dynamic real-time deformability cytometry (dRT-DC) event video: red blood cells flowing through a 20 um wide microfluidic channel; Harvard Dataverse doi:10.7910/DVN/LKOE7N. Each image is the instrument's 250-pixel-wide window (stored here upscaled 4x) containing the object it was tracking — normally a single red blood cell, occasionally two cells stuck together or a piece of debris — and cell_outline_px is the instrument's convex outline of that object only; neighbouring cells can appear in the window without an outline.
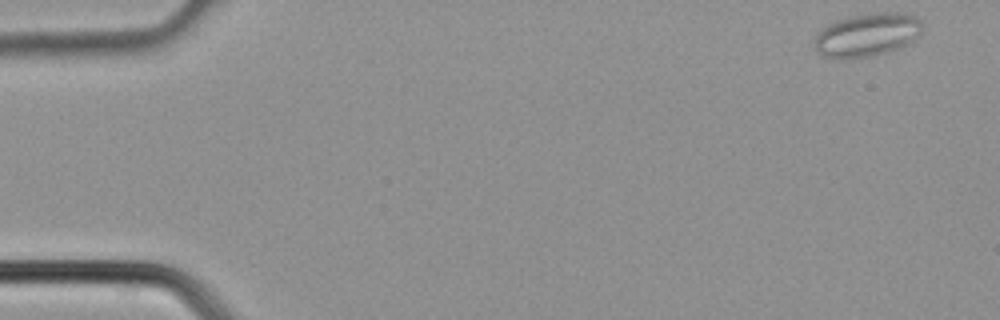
{"species": "common noctule bat (a hibernating species)", "species_latin": "Nyctalus noctula", "temperature_condition": "cold", "stored_images_in_passage": 5, "camera_frame_rate_fps": 3000, "um_per_image_px": 0.085, "animal": {"sex": "male", "body_mass_g": 21.5, "forearm_length_mm": 52.0}, "frame": {"image": 1, "passage_image": 1, "time_ms": 0.0, "image_size_px": [1000, 320], "cell_outline_px": [[924, 24], [920, 32], [908, 44], [872, 56], [824, 56], [816, 52], [812, 44], [816, 36], [828, 24], [836, 20], [848, 16], [876, 12], [904, 12], [916, 16]], "centroid_in_image_um": [73.72, 2.91], "position_along_channel_um": 11.3, "area_um2": 26.82}}
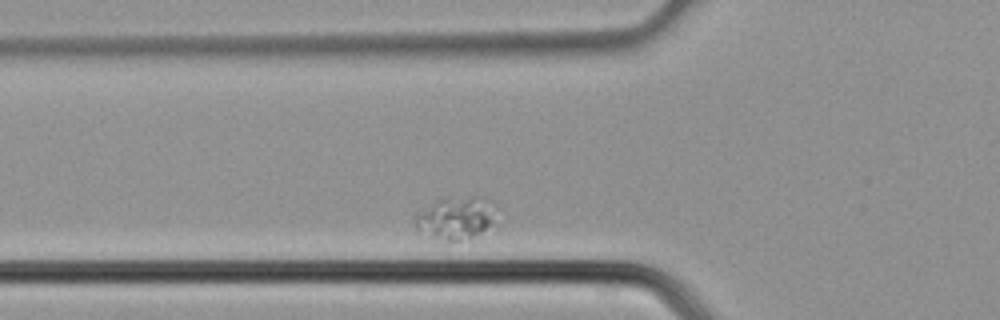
{"frame": {"image": 2, "passage_image": 5, "time_ms": 1.333, "image_size_px": [1000, 320], "cell_outline_px": [[500, 208], [496, 224], [472, 236], [460, 240], [444, 240], [432, 236], [416, 228], [416, 216], [420, 212], [436, 200], [476, 196], [484, 196], [492, 200]], "centroid_in_image_um": [38.92, 18.49], "position_along_channel_um": 86.9, "area_um2": 20.17}}